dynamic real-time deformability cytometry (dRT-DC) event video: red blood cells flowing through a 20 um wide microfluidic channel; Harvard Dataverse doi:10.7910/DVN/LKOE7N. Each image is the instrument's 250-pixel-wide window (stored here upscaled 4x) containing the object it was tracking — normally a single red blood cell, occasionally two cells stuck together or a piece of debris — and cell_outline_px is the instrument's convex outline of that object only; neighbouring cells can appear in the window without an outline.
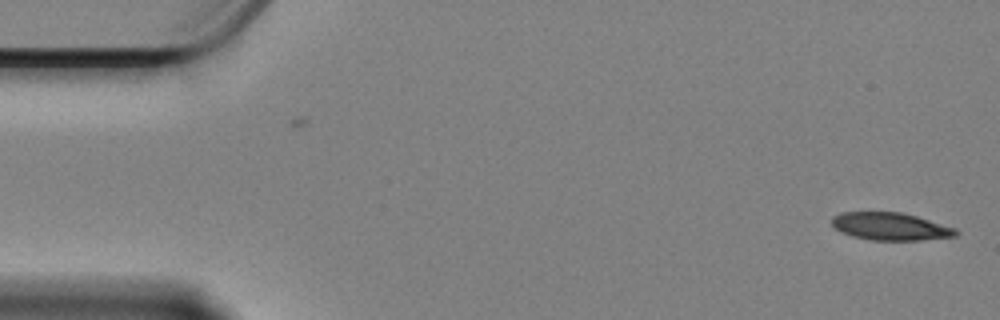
{"species": "Egyptian fruit bat (a non-hibernating species)", "species_latin": "Rousettus aegyptiacus", "temperature_condition": "cold", "stored_images_in_passage": 59, "camera_frame_rate_fps": 3000, "um_per_image_px": 0.085, "animal": {"sex": "female"}, "frame": {"image": 1, "passage_image": 1, "time_ms": 0.0, "image_size_px": [1000, 320], "cell_outline_px": [[960, 232], [956, 236], [920, 240], [872, 240], [852, 236], [840, 232], [832, 224], [832, 216], [840, 212], [900, 212], [916, 216], [956, 228]], "centroid_in_image_um": [75.68, 19.24], "position_along_channel_um": 9.3, "area_um2": 19.94}}
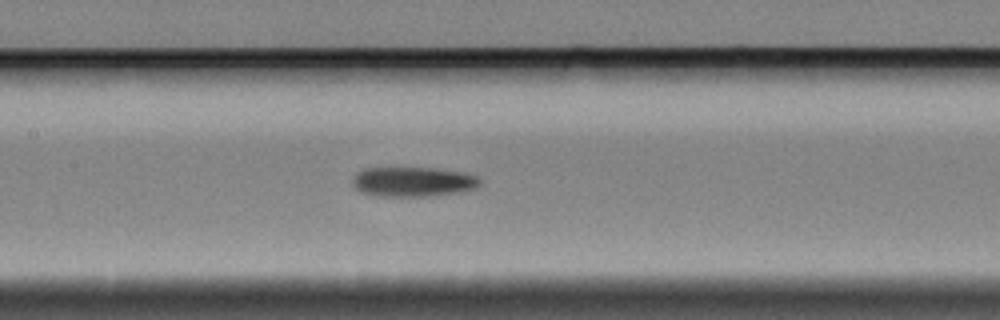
{"frame": {"image": 2, "passage_image": 26, "time_ms": 8.333, "image_size_px": [1000, 320], "cell_outline_px": [[480, 184], [476, 188], [460, 192], [428, 196], [376, 196], [360, 192], [352, 184], [352, 176], [356, 172], [364, 168], [432, 168], [460, 172], [476, 176], [480, 180]], "centroid_in_image_um": [35.05, 15.45], "position_along_channel_um": 172.4, "area_um2": 22.08}}
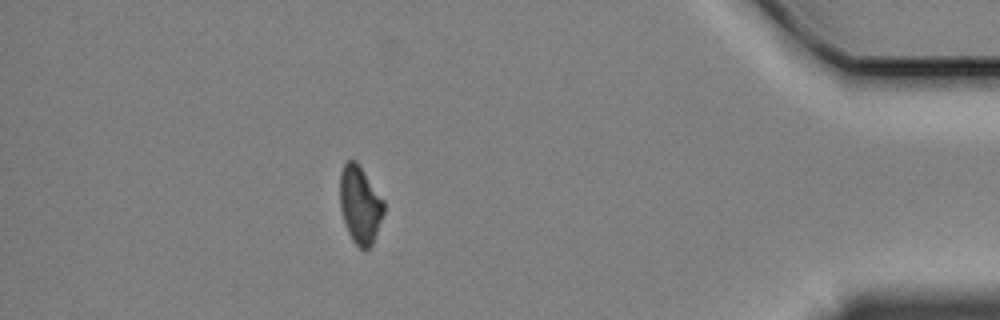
{"frame": {"image": 3, "passage_image": 51, "time_ms": 16.667, "image_size_px": [1000, 320], "cell_outline_px": [[384, 212], [372, 244], [364, 252], [352, 240], [348, 232], [340, 208], [340, 172], [344, 164], [348, 160], [356, 160], [384, 200]], "centroid_in_image_um": [30.6, 17.4], "position_along_channel_um": 404.6, "area_um2": 19.77}, "authors_computed_cell_mechanics": {"area_um2": 21.5016, "velocity_mm_per_s": 3.3609, "shape_relaxation_time_tau1_ms": 7.4777, "shape_relaxation_time_tau2_ms": null, "deformation_change_tau1": 0.14, "deformation_change_tau2": null}}